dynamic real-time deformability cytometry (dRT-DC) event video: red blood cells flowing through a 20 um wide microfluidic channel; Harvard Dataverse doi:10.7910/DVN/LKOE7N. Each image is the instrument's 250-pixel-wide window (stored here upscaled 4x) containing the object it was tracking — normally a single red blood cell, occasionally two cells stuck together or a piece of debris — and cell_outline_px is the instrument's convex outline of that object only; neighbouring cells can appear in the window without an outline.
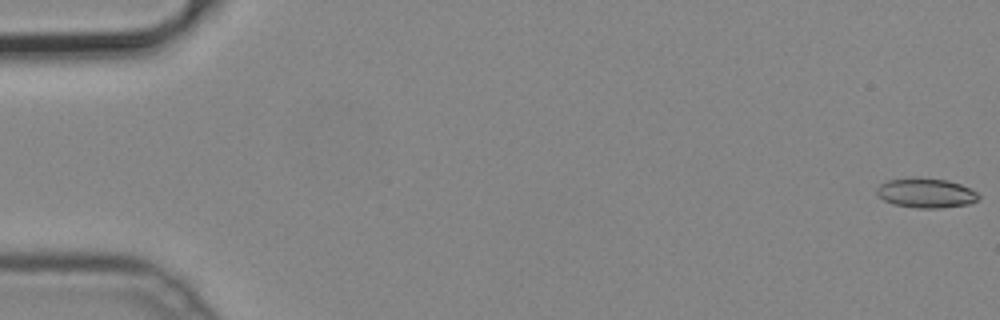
{"species": "common noctule bat (a hibernating species)", "species_latin": "Nyctalus noctula", "temperature_condition": "cold", "stored_images_in_passage": 53, "camera_frame_rate_fps": 3000, "um_per_image_px": 0.085, "animal": {"sex": "male", "body_mass_g": 19.2, "forearm_length_mm": 51.8}, "frame": {"image": 1, "passage_image": 1, "time_ms": 0.0, "image_size_px": [1000, 320], "cell_outline_px": [[980, 196], [976, 200], [968, 204], [940, 208], [916, 208], [892, 204], [884, 200], [876, 192], [876, 188], [880, 184], [888, 180], [916, 176], [948, 180], [960, 184], [976, 192]], "centroid_in_image_um": [78.67, 16.39], "position_along_channel_um": 6.3, "area_um2": 17.69}}
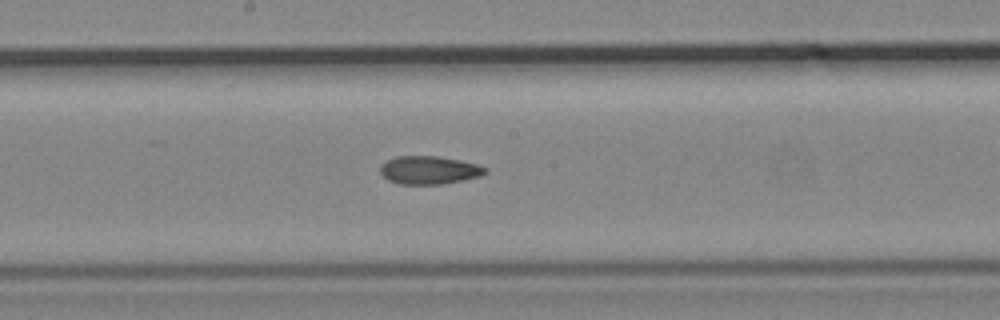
{"frame": {"image": 2, "passage_image": 28, "time_ms": 9.0, "image_size_px": [1000, 320], "cell_outline_px": [[488, 172], [480, 176], [440, 184], [400, 184], [388, 180], [380, 172], [380, 168], [388, 160], [396, 156], [436, 156], [460, 160], [476, 164], [488, 168]], "centroid_in_image_um": [36.49, 14.45], "position_along_channel_um": 211.7, "area_um2": 16.99}}
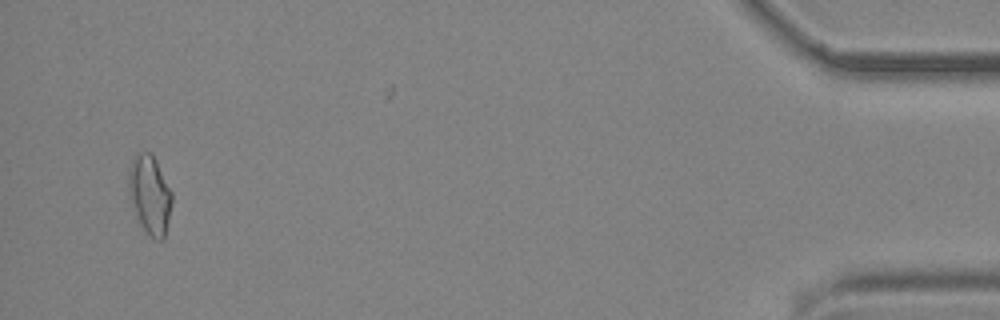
{"frame": {"image": 3, "passage_image": 50, "time_ms": 16.333, "image_size_px": [1000, 320], "cell_outline_px": [[172, 204], [164, 240], [156, 240], [144, 228], [136, 212], [128, 192], [128, 168], [132, 156], [136, 152], [152, 152], [172, 192]], "centroid_in_image_um": [12.73, 16.47], "position_along_channel_um": 422.5, "area_um2": 19.83}}